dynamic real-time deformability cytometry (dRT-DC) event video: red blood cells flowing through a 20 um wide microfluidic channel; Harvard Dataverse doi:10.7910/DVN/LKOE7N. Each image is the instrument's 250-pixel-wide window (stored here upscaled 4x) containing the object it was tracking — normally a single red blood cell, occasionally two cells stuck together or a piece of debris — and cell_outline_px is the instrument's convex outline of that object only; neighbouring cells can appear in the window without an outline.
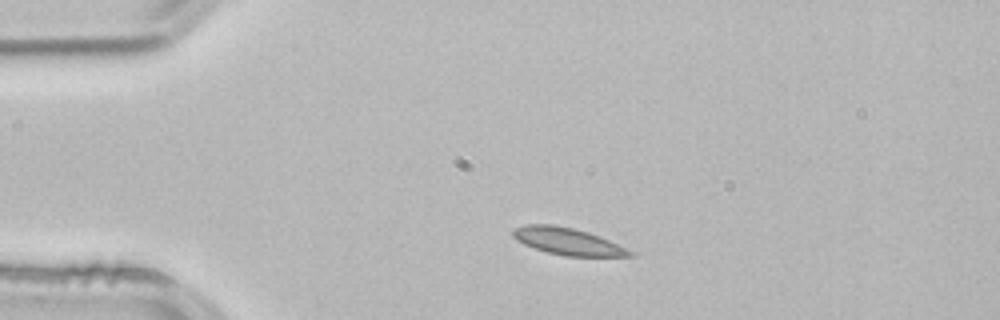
{"species": "common noctule bat (a hibernating species)", "species_latin": "Nyctalus noctula", "temperature_condition": "room temperature", "stored_images_in_passage": 2, "camera_frame_rate_fps": 3000, "um_per_image_px": 0.085, "animal": {"sex": "male", "body_mass_g": 21.5, "forearm_length_mm": 52.0}, "frame": {"image": 1, "passage_image": 1, "time_ms": 0.0, "image_size_px": [1000, 320], "cell_outline_px": [[636, 256], [564, 256], [548, 252], [524, 244], [516, 240], [512, 236], [512, 228], [524, 224], [552, 224], [572, 228], [588, 232], [600, 236], [636, 252]], "centroid_in_image_um": [48.26, 20.51], "position_along_channel_um": 36.7, "area_um2": 18.5}}